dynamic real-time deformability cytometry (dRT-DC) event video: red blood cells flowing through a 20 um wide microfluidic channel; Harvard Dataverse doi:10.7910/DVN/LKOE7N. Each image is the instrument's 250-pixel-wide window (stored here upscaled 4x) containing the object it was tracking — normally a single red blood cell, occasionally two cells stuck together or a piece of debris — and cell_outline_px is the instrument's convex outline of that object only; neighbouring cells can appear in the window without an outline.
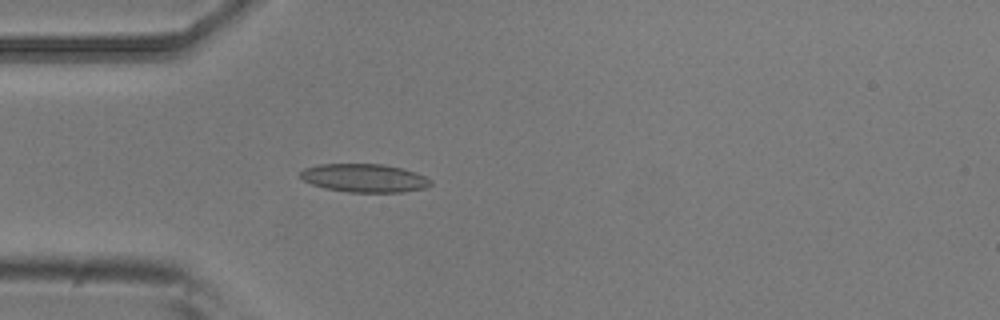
{"species": "common noctule bat (a hibernating species)", "species_latin": "Nyctalus noctula", "temperature_condition": "room temperature", "stored_images_in_passage": 5, "camera_frame_rate_fps": 3000, "um_per_image_px": 0.085, "animal": {"sex": "male", "body_mass_g": 20.5, "forearm_length_mm": 52.5}, "frame": {"image": 1, "passage_image": 5, "time_ms": 1.333, "image_size_px": [1000, 320], "cell_outline_px": [[432, 184], [424, 188], [404, 192], [348, 192], [324, 188], [312, 184], [304, 180], [300, 176], [300, 172], [304, 168], [320, 164], [384, 164], [404, 168], [416, 172], [432, 180]], "centroid_in_image_um": [30.99, 15.13], "position_along_channel_um": 54.0, "area_um2": 21.62}}